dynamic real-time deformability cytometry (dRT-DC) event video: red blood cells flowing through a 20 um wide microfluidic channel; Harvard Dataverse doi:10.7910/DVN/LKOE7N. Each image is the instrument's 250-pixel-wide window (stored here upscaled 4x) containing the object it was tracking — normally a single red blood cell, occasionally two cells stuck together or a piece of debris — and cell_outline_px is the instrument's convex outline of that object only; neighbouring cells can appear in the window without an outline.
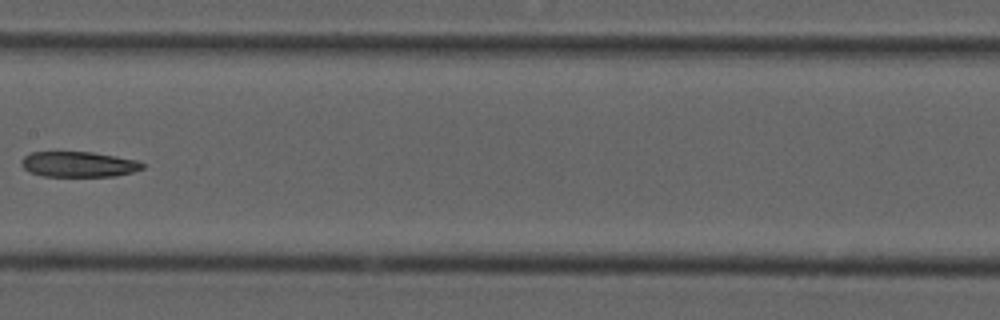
{"species": "common noctule bat (a hibernating species)", "species_latin": "Nyctalus noctula", "temperature_condition": "cold", "stored_images_in_passage": 48, "camera_frame_rate_fps": 3000, "um_per_image_px": 0.085, "animal": {"sex": "male", "forearm_length_mm": 52.5}, "frame": {"image": 1, "passage_image": 22, "time_ms": 7.0, "image_size_px": [1000, 320], "cell_outline_px": [[144, 168], [132, 172], [116, 176], [44, 176], [32, 172], [24, 168], [20, 164], [20, 160], [24, 156], [32, 152], [92, 152], [116, 156], [136, 160], [144, 164]], "centroid_in_image_um": [6.68, 13.96], "position_along_channel_um": 200.7, "area_um2": 17.86}}
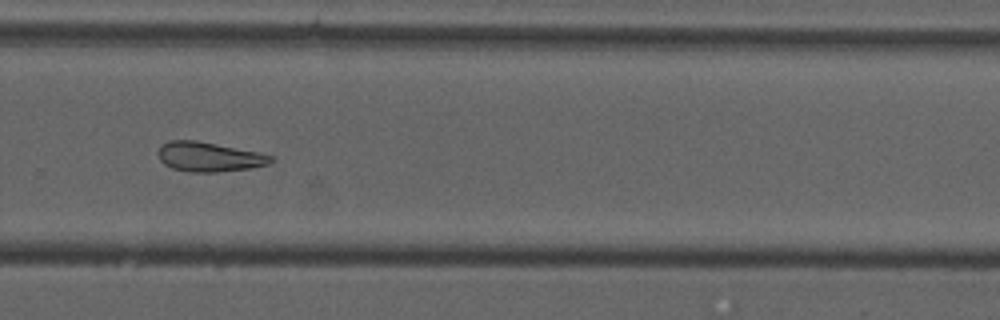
{"frame": {"image": 2, "passage_image": 31, "time_ms": 10.0, "image_size_px": [1000, 320], "cell_outline_px": [[272, 160], [268, 164], [248, 168], [216, 172], [188, 172], [172, 168], [164, 164], [160, 160], [156, 152], [160, 144], [168, 140], [196, 140], [260, 152], [272, 156]], "centroid_in_image_um": [17.7, 13.32], "position_along_channel_um": 312.1, "area_um2": 19.54}}
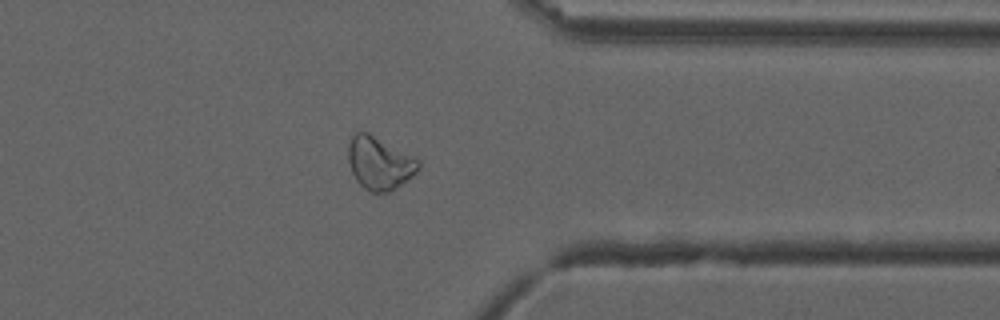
{"frame": {"image": 3, "passage_image": 37, "time_ms": 12.0, "image_size_px": [1000, 320], "cell_outline_px": [[420, 168], [412, 176], [388, 192], [372, 192], [364, 188], [356, 180], [352, 172], [348, 160], [348, 144], [352, 136], [356, 132], [368, 132], [420, 160]], "centroid_in_image_um": [32.24, 13.85], "position_along_channel_um": 379.2, "area_um2": 21.33}, "authors_computed_cell_mechanics": {"area_um2": 21.675, "velocity_mm_per_s": 3.7259, "shape_relaxation_time_tau1_ms": 0.1172, "shape_relaxation_time_tau2_ms": null, "deformation_change_tau1": 0.2254, "deformation_change_tau2": null}}